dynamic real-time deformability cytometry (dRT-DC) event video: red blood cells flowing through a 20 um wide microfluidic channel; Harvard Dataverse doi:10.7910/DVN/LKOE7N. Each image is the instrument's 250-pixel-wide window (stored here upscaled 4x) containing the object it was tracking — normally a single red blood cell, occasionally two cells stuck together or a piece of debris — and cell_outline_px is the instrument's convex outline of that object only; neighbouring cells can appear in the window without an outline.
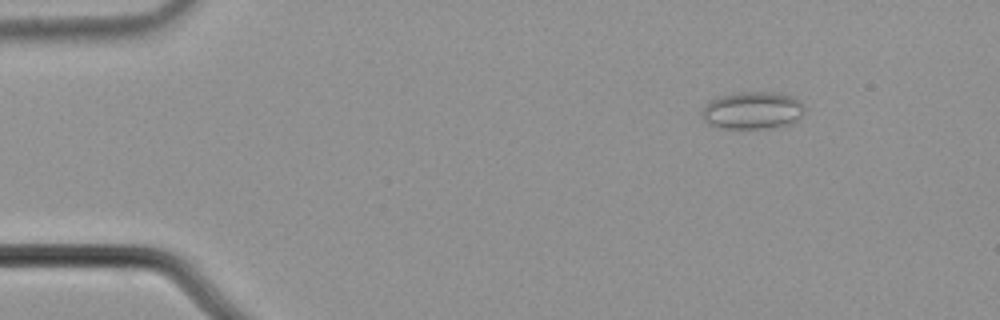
{"species": "common noctule bat (a hibernating species)", "species_latin": "Nyctalus noctula", "temperature_condition": "cold", "stored_images_in_passage": 56, "camera_frame_rate_fps": 3000, "um_per_image_px": 0.085, "animal": {"sex": "male", "body_mass_g": 21.5, "forearm_length_mm": 52.0}, "frame": {"image": 1, "passage_image": 8, "time_ms": 2.333, "image_size_px": [1000, 320], "cell_outline_px": [[804, 112], [792, 124], [768, 128], [716, 128], [708, 124], [704, 120], [704, 108], [712, 100], [720, 96], [740, 92], [772, 92], [792, 96], [800, 100], [804, 104]], "centroid_in_image_um": [64.01, 9.39], "position_along_channel_um": 21.0, "area_um2": 22.25}}
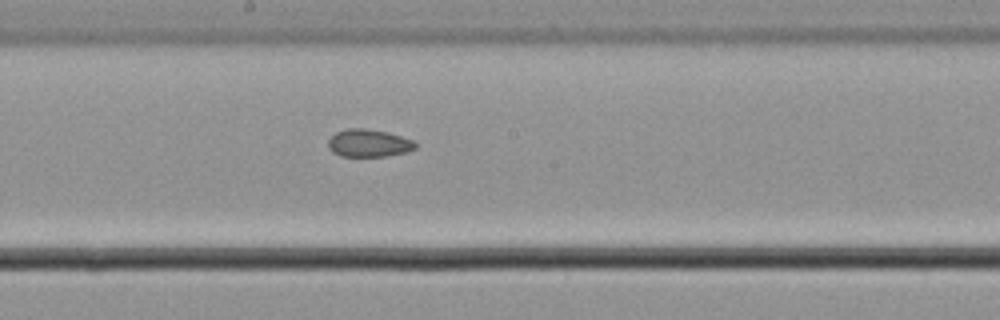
{"frame": {"image": 2, "passage_image": 31, "time_ms": 10.0, "image_size_px": [1000, 320], "cell_outline_px": [[416, 148], [408, 152], [384, 156], [340, 156], [332, 152], [328, 148], [328, 140], [336, 132], [348, 128], [364, 128], [388, 132], [412, 140], [416, 144]], "centroid_in_image_um": [31.32, 12.17], "position_along_channel_um": 216.9, "area_um2": 14.05}}
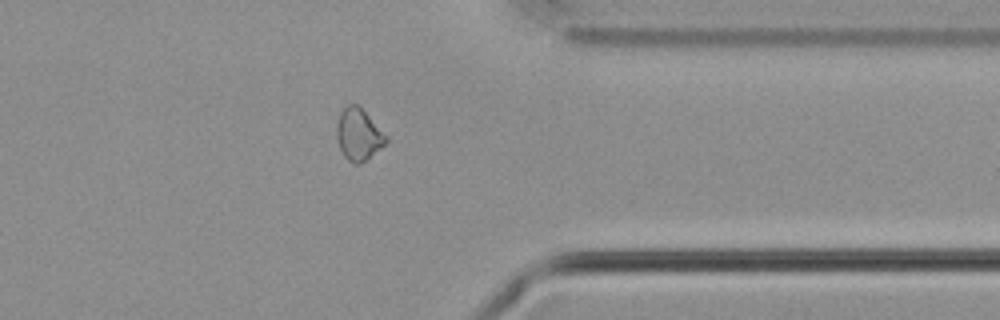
{"frame": {"image": 3, "passage_image": 45, "time_ms": 14.667, "image_size_px": [1000, 320], "cell_outline_px": [[388, 140], [380, 148], [360, 164], [356, 164], [348, 160], [344, 156], [340, 148], [336, 136], [336, 124], [340, 112], [344, 104], [360, 104], [388, 136]], "centroid_in_image_um": [30.47, 11.36], "position_along_channel_um": 380.9, "area_um2": 15.2}, "authors_computed_cell_mechanics": {"area_um2": 15.7216, "velocity_mm_per_s": 3.7031, "shape_relaxation_time_tau1_ms": null, "shape_relaxation_time_tau2_ms": 4.3199, "deformation_change_tau1": null, "deformation_change_tau2": 0.0759}}